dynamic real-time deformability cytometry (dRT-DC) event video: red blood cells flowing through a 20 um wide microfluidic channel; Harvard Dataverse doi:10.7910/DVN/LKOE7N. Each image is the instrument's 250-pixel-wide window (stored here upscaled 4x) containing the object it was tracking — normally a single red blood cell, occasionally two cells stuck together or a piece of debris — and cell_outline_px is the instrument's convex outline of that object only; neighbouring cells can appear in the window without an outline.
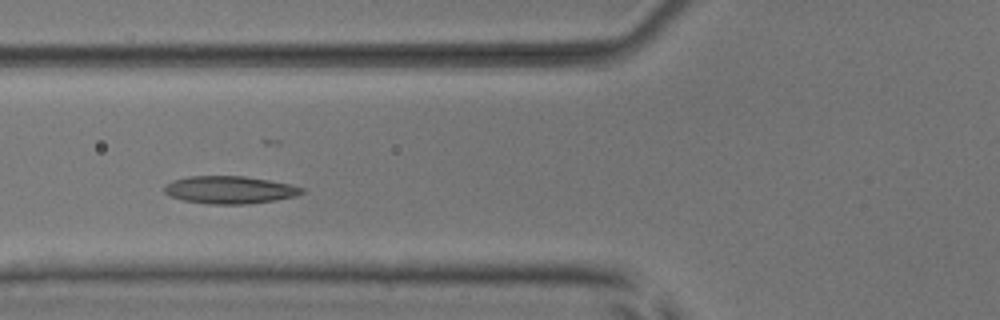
{"species": "common noctule bat (a hibernating species)", "species_latin": "Nyctalus noctula", "temperature_condition": "room temperature", "stored_images_in_passage": 7, "camera_frame_rate_fps": 3000, "um_per_image_px": 0.085, "animal": {"sex": "male", "body_mass_g": 17.9, "forearm_length_mm": 54.2}, "frame": {"image": 1, "passage_image": 3, "time_ms": 2.333, "image_size_px": [1000, 320], "cell_outline_px": [[304, 192], [296, 196], [276, 200], [248, 204], [208, 204], [184, 200], [168, 196], [164, 192], [164, 184], [172, 180], [188, 176], [244, 176], [268, 180], [288, 184], [304, 188]], "centroid_in_image_um": [19.48, 16.14], "position_along_channel_um": 106.3, "area_um2": 22.2}}
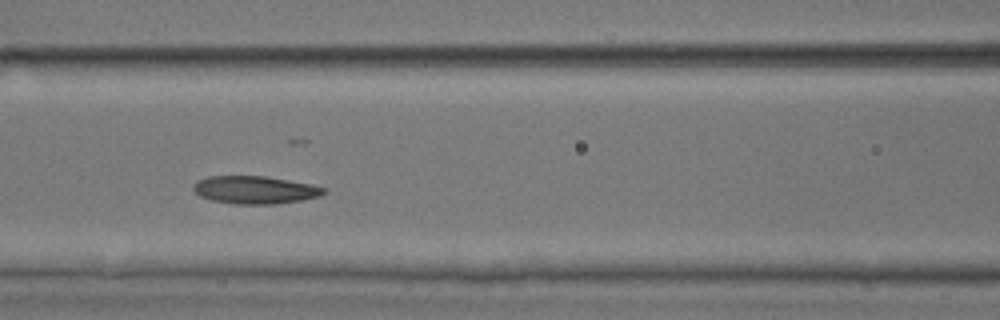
{"frame": {"image": 2, "passage_image": 4, "time_ms": 3.333, "image_size_px": [1000, 320], "cell_outline_px": [[328, 192], [320, 196], [300, 200], [276, 204], [236, 204], [212, 200], [200, 196], [192, 188], [196, 180], [208, 176], [264, 176], [288, 180], [308, 184], [324, 188]], "centroid_in_image_um": [21.64, 16.14], "position_along_channel_um": 145.0, "area_um2": 20.98}}
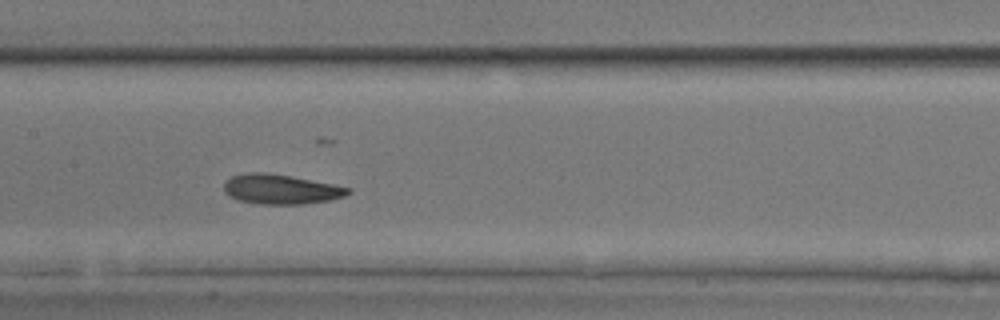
{"frame": {"image": 3, "passage_image": 5, "time_ms": 4.333, "image_size_px": [1000, 320], "cell_outline_px": [[352, 192], [344, 196], [328, 200], [304, 204], [260, 204], [240, 200], [224, 192], [224, 184], [232, 176], [248, 172], [264, 172], [288, 176], [332, 184], [352, 188]], "centroid_in_image_um": [23.89, 16.09], "position_along_channel_um": 183.5, "area_um2": 21.15}}